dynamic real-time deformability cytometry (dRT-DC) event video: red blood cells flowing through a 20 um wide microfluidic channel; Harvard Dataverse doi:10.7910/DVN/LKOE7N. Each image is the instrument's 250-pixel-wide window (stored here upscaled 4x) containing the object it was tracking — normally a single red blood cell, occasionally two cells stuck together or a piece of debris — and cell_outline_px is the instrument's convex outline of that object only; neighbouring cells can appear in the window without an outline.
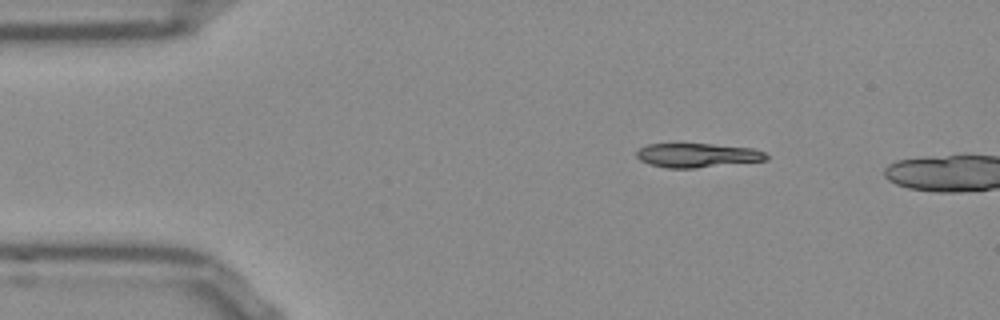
{"species": "Egyptian fruit bat (a non-hibernating species)", "species_latin": "Rousettus aegyptiacus", "temperature_condition": "room temperature", "stored_images_in_passage": 5, "camera_frame_rate_fps": 3000, "um_per_image_px": 0.085, "frame": {"image": 1, "passage_image": 1, "time_ms": 0.0, "image_size_px": [1000, 320], "cell_outline_px": [[768, 160], [696, 168], [664, 168], [648, 164], [640, 160], [636, 156], [636, 152], [640, 148], [648, 144], [712, 144], [752, 148], [764, 152], [768, 156]], "centroid_in_image_um": [59.26, 13.21], "position_along_channel_um": 25.7, "area_um2": 18.26}}